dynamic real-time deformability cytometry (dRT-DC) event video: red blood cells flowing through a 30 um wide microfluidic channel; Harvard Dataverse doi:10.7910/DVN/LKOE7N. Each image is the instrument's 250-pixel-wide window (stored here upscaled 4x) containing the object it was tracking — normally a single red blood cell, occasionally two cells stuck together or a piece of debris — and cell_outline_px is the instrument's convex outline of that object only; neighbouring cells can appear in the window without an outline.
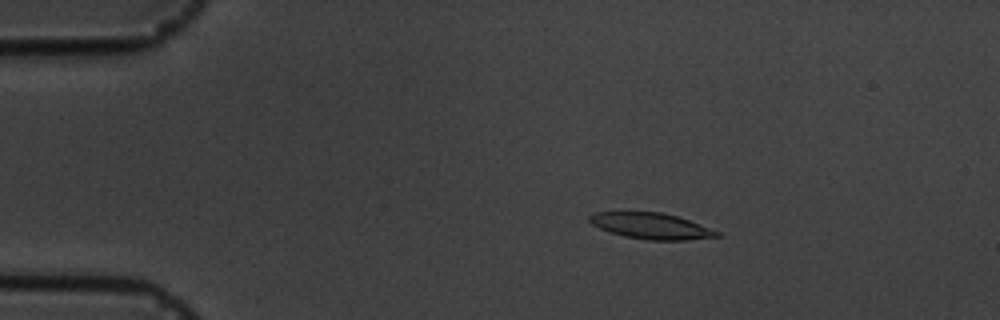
{"species": "common noctule bat (a hibernating species)", "species_latin": "Nyctalus noctula", "temperature_condition": "cold", "stored_images_in_passage": 7, "camera_frame_rate_fps": 3000, "um_per_image_px": 0.085, "animal": {"sex": "male", "body_mass_g": 19.5, "forearm_length_mm": 54.6}, "frame": {"image": 1, "passage_image": 3, "time_ms": 3.0, "image_size_px": [1000, 320], "cell_outline_px": [[724, 236], [688, 240], [648, 240], [624, 236], [600, 228], [592, 224], [588, 220], [588, 216], [596, 212], [660, 212], [676, 216], [688, 220], [720, 232]], "centroid_in_image_um": [55.37, 19.21], "position_along_channel_um": 29.6, "area_um2": 19.19}}
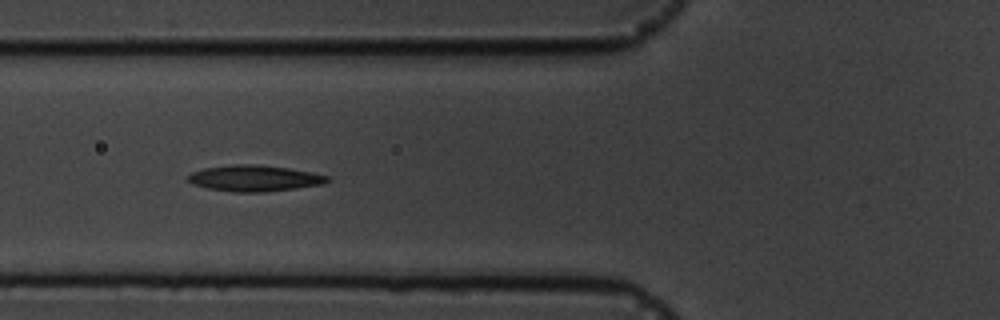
{"frame": {"image": 2, "passage_image": 6, "time_ms": 6.667, "image_size_px": [1000, 320], "cell_outline_px": [[332, 180], [324, 184], [296, 188], [264, 192], [236, 192], [208, 188], [192, 184], [188, 180], [188, 176], [192, 172], [204, 168], [232, 164], [260, 164], [288, 168], [312, 172], [328, 176]], "centroid_in_image_um": [21.66, 15.14], "position_along_channel_um": 104.1, "area_um2": 21.27}}
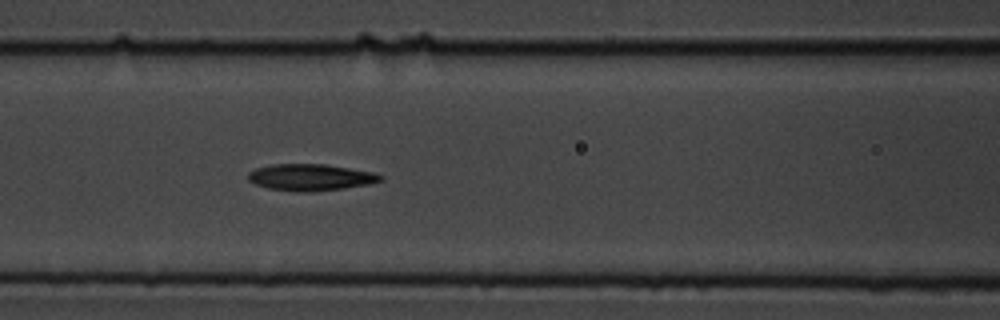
{"frame": {"image": 3, "passage_image": 7, "time_ms": 7.667, "image_size_px": [1000, 320], "cell_outline_px": [[384, 180], [368, 184], [344, 188], [312, 192], [296, 192], [268, 188], [256, 184], [248, 180], [248, 172], [256, 168], [272, 164], [324, 164], [372, 172], [384, 176]], "centroid_in_image_um": [26.39, 15.07], "position_along_channel_um": 140.2, "area_um2": 20.52}}